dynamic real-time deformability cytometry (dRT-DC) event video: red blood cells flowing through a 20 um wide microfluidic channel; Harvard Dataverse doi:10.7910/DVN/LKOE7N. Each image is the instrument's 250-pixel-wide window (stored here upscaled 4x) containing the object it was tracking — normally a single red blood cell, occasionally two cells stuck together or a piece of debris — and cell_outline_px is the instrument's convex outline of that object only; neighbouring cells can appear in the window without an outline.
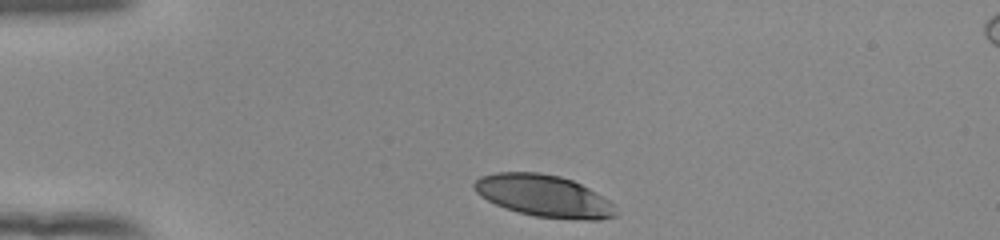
{"species": "human", "species_latin": "Homo sapiens", "temperature_condition": "room temperature", "stored_images_in_passage": 34, "camera_frame_rate_fps": 3000, "um_per_image_px": 0.085, "donor": {"sex": "female"}, "frame": {"image": 1, "passage_image": 1, "time_ms": 0.0, "image_size_px": [1000, 240], "cell_outline_px": [[616, 216], [600, 220], [584, 220], [536, 216], [504, 208], [480, 196], [472, 188], [472, 184], [480, 176], [496, 172], [540, 172], [560, 176], [572, 180], [596, 192], [616, 204]], "centroid_in_image_um": [46.24, 16.64], "position_along_channel_um": 38.8, "area_um2": 34.74}}
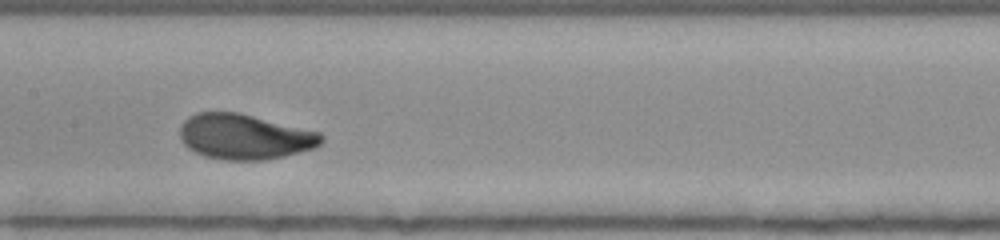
{"frame": {"image": 2, "passage_image": 16, "time_ms": 5.0, "image_size_px": [1000, 240], "cell_outline_px": [[324, 140], [316, 148], [284, 156], [264, 160], [224, 160], [204, 156], [188, 148], [180, 140], [180, 128], [184, 120], [188, 116], [196, 112], [240, 112], [320, 132], [324, 136]], "centroid_in_image_um": [20.8, 11.61], "position_along_channel_um": 186.6, "area_um2": 37.69}}
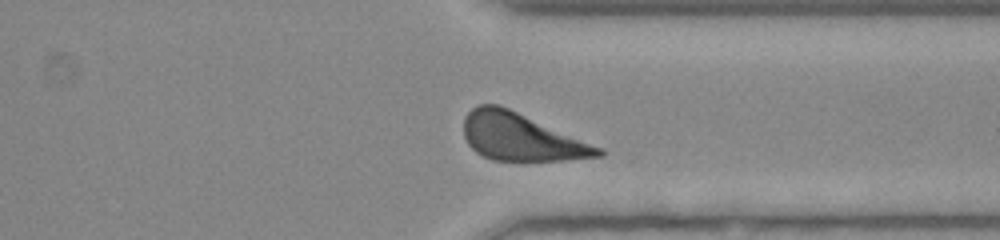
{"frame": {"image": 3, "passage_image": 30, "time_ms": 9.667, "image_size_px": [1000, 240], "cell_outline_px": [[604, 156], [564, 160], [492, 160], [476, 152], [468, 144], [464, 136], [464, 116], [476, 104], [500, 104], [604, 148]], "centroid_in_image_um": [44.31, 11.63], "position_along_channel_um": 367.1, "area_um2": 37.28}, "authors_computed_cell_mechanics": {"area_um2": 37.281, "velocity_mm_per_s": 3.8581, "shape_relaxation_time_tau1_ms": 2.651, "shape_relaxation_time_tau2_ms": null, "deformation_change_tau1": 0.1434, "deformation_change_tau2": null}}